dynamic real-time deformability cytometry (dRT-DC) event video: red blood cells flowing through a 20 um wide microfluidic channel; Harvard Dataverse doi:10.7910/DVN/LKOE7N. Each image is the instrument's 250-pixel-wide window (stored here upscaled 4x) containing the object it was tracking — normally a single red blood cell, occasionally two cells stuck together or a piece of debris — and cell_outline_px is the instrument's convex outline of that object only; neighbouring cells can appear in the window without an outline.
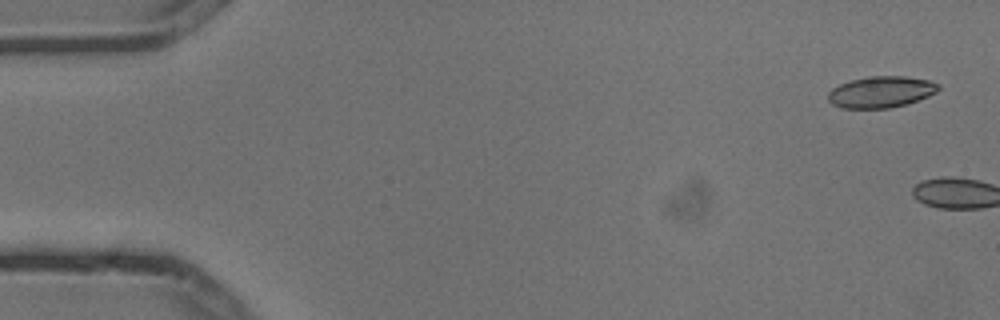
{"species": "common noctule bat (a hibernating species)", "species_latin": "Nyctalus noctula", "temperature_condition": "cold", "stored_images_in_passage": 8, "camera_frame_rate_fps": 3000, "um_per_image_px": 0.085, "animal": {"sex": "male", "body_mass_g": 13.3}, "frame": {"image": 1, "passage_image": 1, "time_ms": 0.0, "image_size_px": [1000, 320], "cell_outline_px": [[940, 88], [936, 92], [928, 96], [904, 104], [888, 108], [840, 108], [832, 104], [828, 100], [828, 92], [832, 88], [840, 84], [852, 80], [868, 76], [904, 76], [928, 80], [940, 84]], "centroid_in_image_um": [74.86, 7.81], "position_along_channel_um": 10.1, "area_um2": 20.06}}
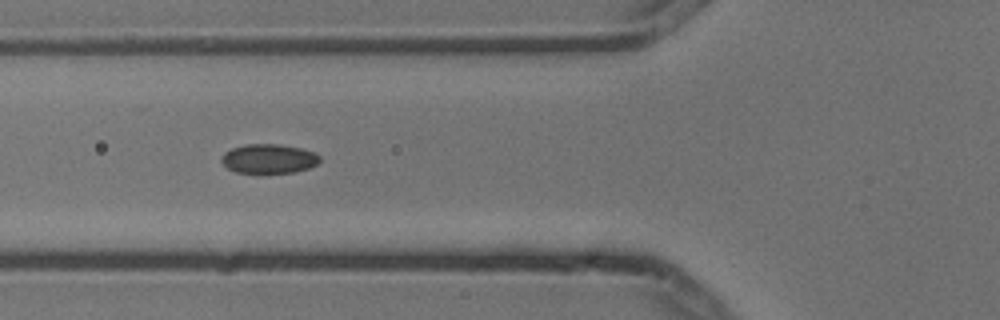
{"frame": {"image": 2, "passage_image": 7, "time_ms": 2.0, "image_size_px": [1000, 320], "cell_outline_px": [[320, 160], [316, 164], [308, 168], [296, 172], [236, 172], [228, 168], [220, 160], [224, 152], [232, 148], [244, 144], [276, 144], [300, 148], [312, 152], [320, 156]], "centroid_in_image_um": [22.82, 13.48], "position_along_channel_um": 103.0, "area_um2": 16.53}}
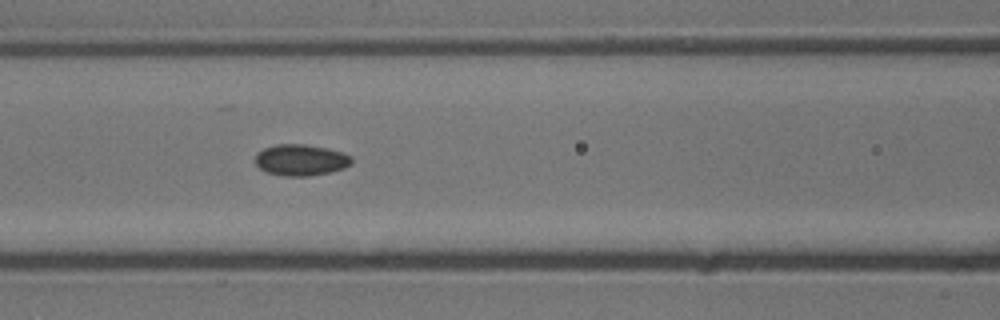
{"frame": {"image": 3, "passage_image": 8, "time_ms": 2.333, "image_size_px": [1000, 320], "cell_outline_px": [[352, 164], [344, 168], [328, 172], [308, 176], [284, 176], [268, 172], [260, 168], [256, 164], [256, 152], [264, 148], [276, 144], [304, 144], [328, 148], [344, 152], [352, 156]], "centroid_in_image_um": [25.59, 13.58], "position_along_channel_um": 141.0, "area_um2": 17.63}}